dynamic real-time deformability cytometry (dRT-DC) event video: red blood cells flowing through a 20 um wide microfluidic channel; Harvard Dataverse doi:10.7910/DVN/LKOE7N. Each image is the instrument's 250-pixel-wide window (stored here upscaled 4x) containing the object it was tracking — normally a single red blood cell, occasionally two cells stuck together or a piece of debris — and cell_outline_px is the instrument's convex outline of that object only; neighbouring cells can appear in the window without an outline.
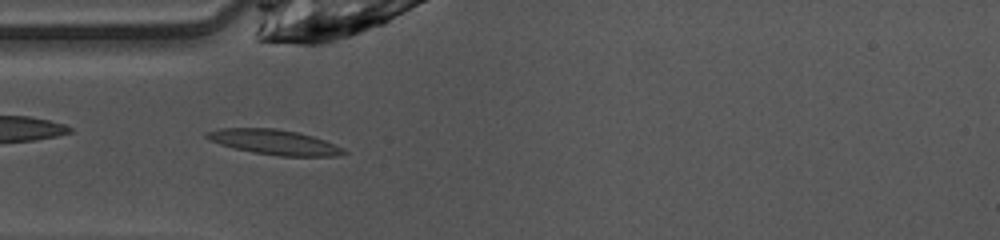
{"species": "common noctule bat (a hibernating species)", "species_latin": "Nyctalus noctula", "temperature_condition": "warm", "stored_images_in_passage": 44, "camera_frame_rate_fps": 3000, "um_per_image_px": 0.085, "animal": {"sex": "female", "body_mass_g": 10.0, "forearm_length_mm": 53.1}, "frame": {"image": 1, "passage_image": 9, "time_ms": 2.667, "image_size_px": [1000, 240], "cell_outline_px": [[348, 152], [336, 156], [280, 156], [252, 152], [232, 148], [208, 140], [204, 136], [204, 132], [220, 128], [276, 128], [296, 132], [312, 136], [324, 140], [344, 148]], "centroid_in_image_um": [23.27, 12.08], "position_along_channel_um": 61.7, "area_um2": 20.06}}
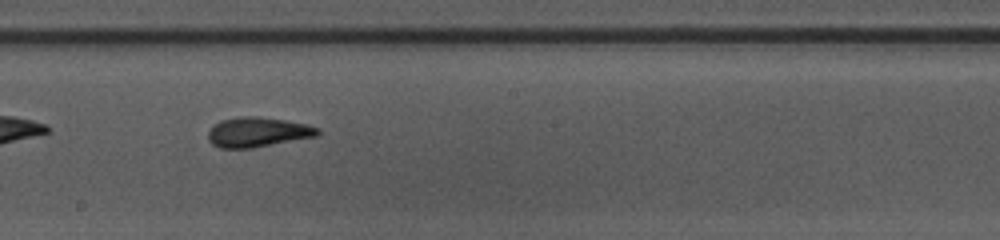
{"frame": {"image": 2, "passage_image": 21, "time_ms": 6.667, "image_size_px": [1000, 240], "cell_outline_px": [[320, 132], [316, 136], [252, 148], [220, 148], [212, 144], [208, 140], [208, 132], [212, 124], [220, 120], [240, 116], [256, 116], [284, 120], [304, 124], [320, 128]], "centroid_in_image_um": [21.85, 11.22], "position_along_channel_um": 226.4, "area_um2": 19.02}}
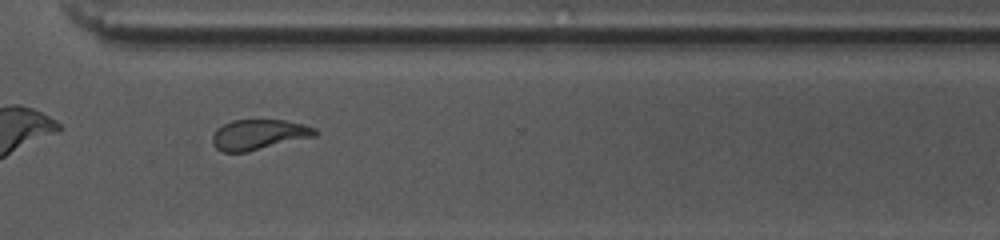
{"frame": {"image": 3, "passage_image": 30, "time_ms": 9.667, "image_size_px": [1000, 240], "cell_outline_px": [[320, 132], [316, 136], [248, 152], [224, 152], [216, 148], [212, 144], [212, 136], [216, 128], [232, 120], [284, 120], [304, 124], [316, 128]], "centroid_in_image_um": [22.01, 11.44], "position_along_channel_um": 348.6, "area_um2": 18.32}, "authors_computed_cell_mechanics": {"area_um2": 19.1607, "velocity_mm_per_s": 4.0904, "shape_relaxation_time_tau1_ms": 4.7779, "shape_relaxation_time_tau2_ms": 1.793, "deformation_change_tau1": 0.1899, "deformation_change_tau2": 0.1014}}